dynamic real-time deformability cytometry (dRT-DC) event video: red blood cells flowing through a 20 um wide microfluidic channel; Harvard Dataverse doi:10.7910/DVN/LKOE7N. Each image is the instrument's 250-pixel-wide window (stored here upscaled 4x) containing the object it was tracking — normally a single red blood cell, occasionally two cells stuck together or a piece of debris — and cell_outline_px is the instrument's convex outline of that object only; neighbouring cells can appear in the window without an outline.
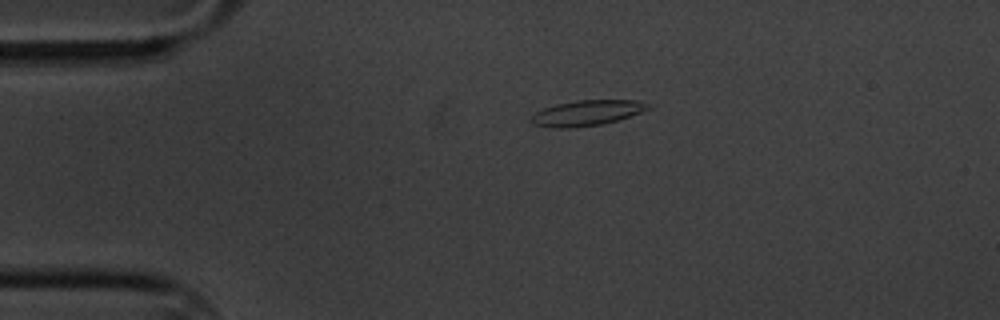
{"species": "common noctule bat (a hibernating species)", "species_latin": "Nyctalus noctula", "temperature_condition": "cold", "stored_images_in_passage": 48, "camera_frame_rate_fps": 3000, "um_per_image_px": 0.085, "animal": {"sex": "male", "body_mass_g": 20.1, "forearm_length_mm": 53.5}, "frame": {"image": 1, "passage_image": 1, "time_ms": 0.0, "image_size_px": [1000, 320], "cell_outline_px": [[652, 108], [604, 124], [572, 128], [552, 128], [532, 124], [528, 120], [536, 112], [544, 108], [556, 104], [576, 100], [636, 100], [652, 104]], "centroid_in_image_um": [49.87, 9.6], "position_along_channel_um": 35.1, "area_um2": 17.46}}
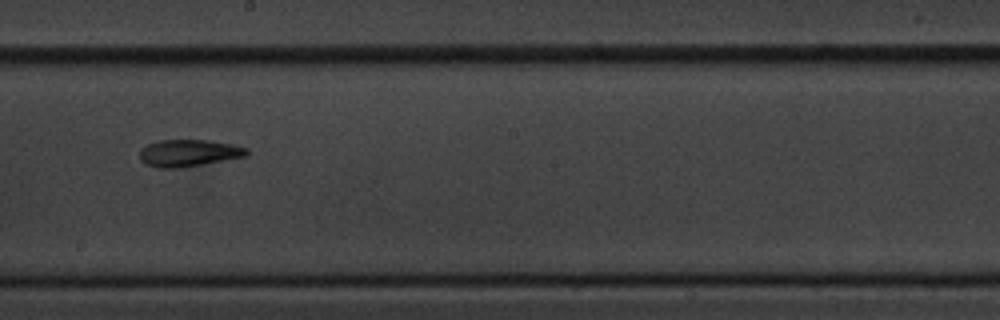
{"frame": {"image": 2, "passage_image": 22, "time_ms": 7.0, "image_size_px": [1000, 320], "cell_outline_px": [[248, 156], [180, 168], [156, 168], [144, 164], [140, 160], [140, 152], [148, 144], [156, 140], [208, 140], [232, 144], [248, 148]], "centroid_in_image_um": [16.04, 13.01], "position_along_channel_um": 232.2, "area_um2": 16.94}}
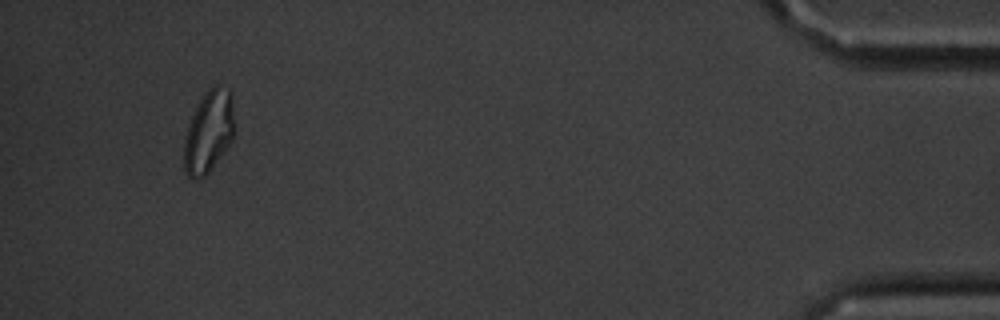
{"frame": {"image": 3, "passage_image": 45, "time_ms": 14.667, "image_size_px": [1000, 320], "cell_outline_px": [[236, 132], [232, 140], [208, 172], [200, 180], [196, 180], [188, 176], [184, 168], [184, 140], [192, 116], [204, 92], [208, 88], [216, 84], [232, 92], [236, 128]], "centroid_in_image_um": [17.78, 11.17], "position_along_channel_um": 417.4, "area_um2": 24.28}, "authors_computed_cell_mechanics": {"area_um2": 16.9932, "velocity_mm_per_s": 3.3303, "shape_relaxation_time_tau1_ms": 7.558, "shape_relaxation_time_tau2_ms": 4.6942, "deformation_change_tau1": 0.2092, "deformation_change_tau2": 0.1398}}